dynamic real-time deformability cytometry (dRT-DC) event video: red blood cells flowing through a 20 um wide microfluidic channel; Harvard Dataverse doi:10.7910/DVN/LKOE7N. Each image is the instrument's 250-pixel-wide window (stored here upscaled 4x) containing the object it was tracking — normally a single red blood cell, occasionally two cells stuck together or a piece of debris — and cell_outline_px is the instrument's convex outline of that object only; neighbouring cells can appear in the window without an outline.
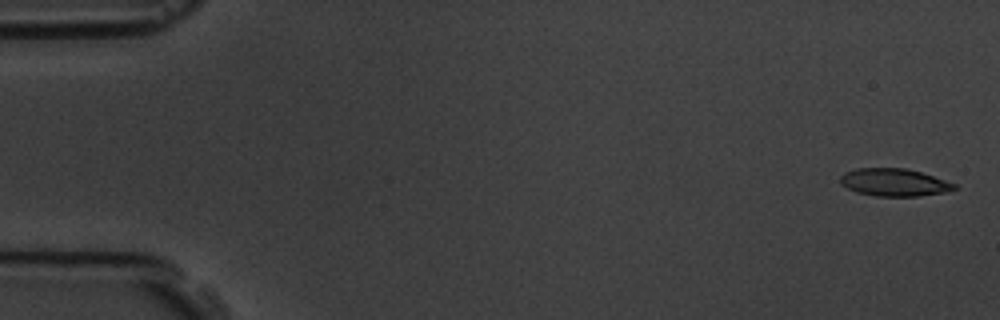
{"species": "common noctule bat (a hibernating species)", "species_latin": "Nyctalus noctula", "temperature_condition": "room temperature", "stored_images_in_passage": 6, "camera_frame_rate_fps": 3000, "um_per_image_px": 0.085, "animal": {"sex": "male", "body_mass_g": 19.5, "forearm_length_mm": 54.6}, "frame": {"image": 1, "passage_image": 1, "time_ms": 0.0, "image_size_px": [1000, 320], "cell_outline_px": [[960, 188], [944, 192], [920, 196], [876, 196], [856, 192], [840, 184], [840, 176], [844, 172], [856, 168], [904, 168], [920, 172], [956, 184]], "centroid_in_image_um": [75.98, 15.5], "position_along_channel_um": 9.0, "area_um2": 18.32}}
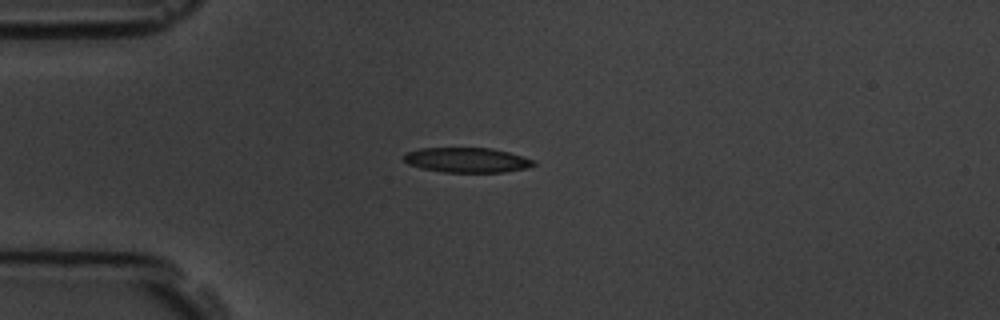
{"frame": {"image": 2, "passage_image": 4, "time_ms": 4.333, "image_size_px": [1000, 320], "cell_outline_px": [[536, 164], [528, 168], [504, 172], [444, 172], [424, 168], [408, 164], [404, 160], [404, 152], [420, 148], [492, 148], [508, 152], [536, 160]], "centroid_in_image_um": [39.71, 13.6], "position_along_channel_um": 45.3, "area_um2": 18.84}}
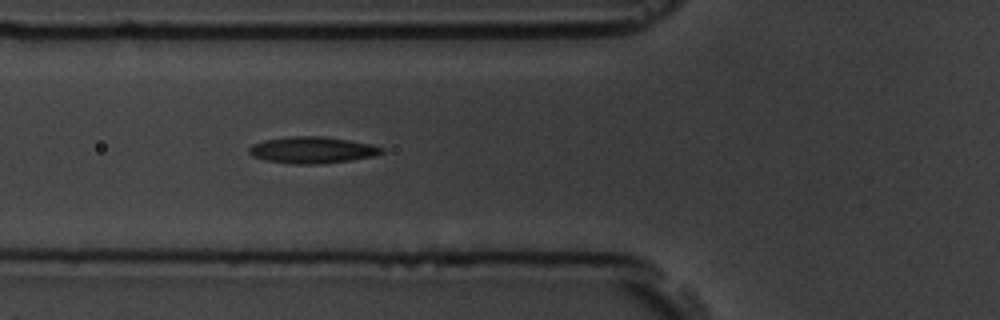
{"frame": {"image": 3, "passage_image": 6, "time_ms": 6.333, "image_size_px": [1000, 320], "cell_outline_px": [[384, 152], [372, 156], [348, 160], [316, 164], [292, 164], [268, 160], [252, 156], [248, 152], [248, 148], [252, 144], [264, 140], [288, 136], [324, 136], [372, 144], [384, 148]], "centroid_in_image_um": [26.51, 12.74], "position_along_channel_um": 99.3, "area_um2": 20.4}}